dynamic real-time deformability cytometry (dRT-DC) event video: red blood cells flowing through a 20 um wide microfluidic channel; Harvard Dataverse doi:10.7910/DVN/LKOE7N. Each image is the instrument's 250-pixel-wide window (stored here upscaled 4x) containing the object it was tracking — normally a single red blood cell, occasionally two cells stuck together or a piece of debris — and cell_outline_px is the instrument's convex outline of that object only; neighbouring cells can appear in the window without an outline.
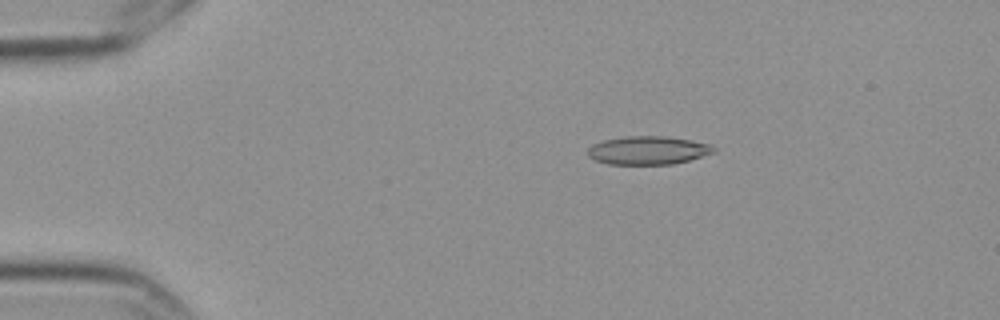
{"species": "Egyptian fruit bat (a non-hibernating species)", "species_latin": "Rousettus aegyptiacus", "temperature_condition": "cold", "stored_images_in_passage": 5, "camera_frame_rate_fps": 3000, "um_per_image_px": 0.085, "frame": {"image": 1, "passage_image": 3, "time_ms": 0.667, "image_size_px": [1000, 320], "cell_outline_px": [[716, 152], [688, 160], [672, 164], [608, 164], [596, 160], [588, 156], [588, 148], [592, 144], [604, 140], [628, 136], [664, 136], [688, 140], [708, 144], [716, 148]], "centroid_in_image_um": [55.06, 12.78], "position_along_channel_um": 29.9, "area_um2": 20.58}}
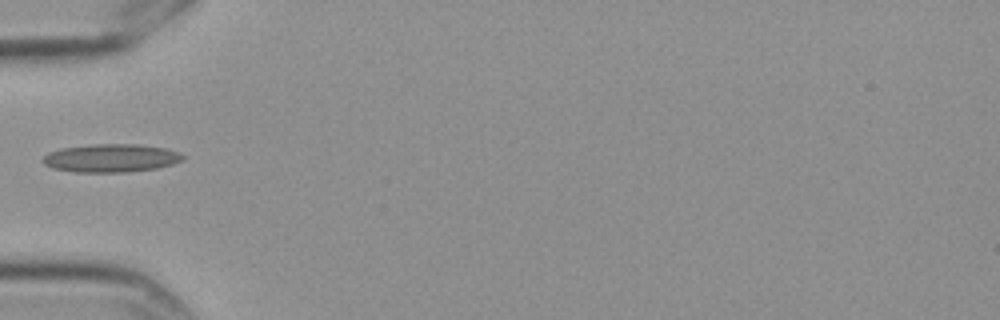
{"frame": {"image": 2, "passage_image": 5, "time_ms": 1.333, "image_size_px": [1000, 320], "cell_outline_px": [[184, 160], [172, 164], [156, 168], [124, 172], [76, 172], [52, 168], [44, 164], [40, 160], [48, 152], [60, 148], [92, 144], [136, 144], [164, 148], [180, 152], [184, 156]], "centroid_in_image_um": [9.4, 13.43], "position_along_channel_um": 75.6, "area_um2": 23.06}}